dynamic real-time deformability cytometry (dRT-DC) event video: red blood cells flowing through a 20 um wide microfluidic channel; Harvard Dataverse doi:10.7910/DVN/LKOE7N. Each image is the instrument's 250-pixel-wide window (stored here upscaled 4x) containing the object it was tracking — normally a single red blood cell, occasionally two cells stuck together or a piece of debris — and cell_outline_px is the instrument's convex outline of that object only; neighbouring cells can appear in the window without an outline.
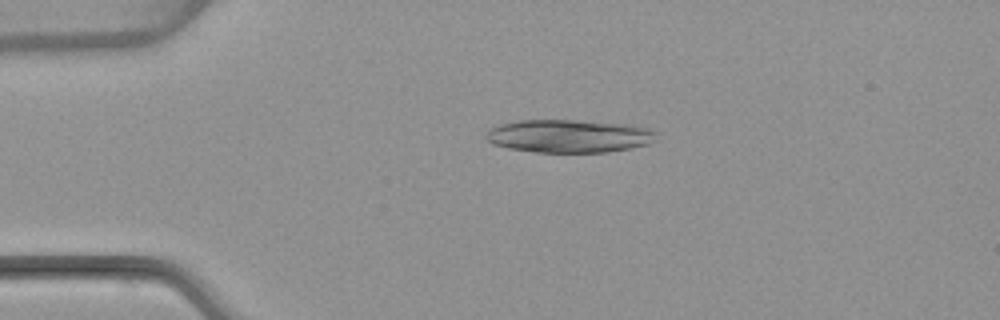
{"species": "common noctule bat (a hibernating species)", "species_latin": "Nyctalus noctula", "temperature_condition": "warm", "stored_images_in_passage": 4, "camera_frame_rate_fps": 3000, "um_per_image_px": 0.085, "animal": {"sex": "female", "body_mass_g": 22.7, "forearm_length_mm": 54.2}, "frame": {"image": 1, "passage_image": 3, "time_ms": 3.0, "image_size_px": [1000, 320], "cell_outline_px": [[656, 140], [648, 144], [632, 148], [608, 152], [536, 152], [508, 148], [492, 144], [484, 136], [492, 128], [500, 124], [516, 120], [576, 120], [624, 124], [648, 128], [656, 132]], "centroid_in_image_um": [48.36, 11.57], "position_along_channel_um": 36.6, "area_um2": 32.77}}